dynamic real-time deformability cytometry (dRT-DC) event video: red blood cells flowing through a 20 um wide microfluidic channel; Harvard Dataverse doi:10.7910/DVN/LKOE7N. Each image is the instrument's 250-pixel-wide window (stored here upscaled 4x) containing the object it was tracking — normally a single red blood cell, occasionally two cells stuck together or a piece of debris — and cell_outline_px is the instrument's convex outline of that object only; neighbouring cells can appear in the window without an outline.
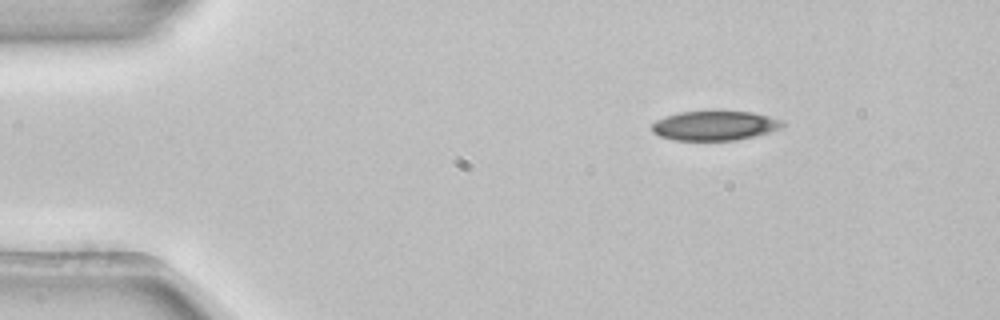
{"species": "common noctule bat (a hibernating species)", "species_latin": "Nyctalus noctula", "temperature_condition": "room temperature", "stored_images_in_passage": 46, "camera_frame_rate_fps": 3000, "um_per_image_px": 0.085, "animal": {"sex": "female", "body_mass_g": 22.7, "forearm_length_mm": 54.2}, "frame": {"image": 1, "passage_image": 1, "time_ms": 0.0, "image_size_px": [1000, 320], "cell_outline_px": [[788, 124], [780, 128], [768, 132], [736, 140], [672, 140], [660, 136], [652, 132], [652, 124], [656, 120], [664, 116], [680, 112], [712, 108], [716, 108], [752, 112], [784, 120]], "centroid_in_image_um": [60.75, 10.62], "position_along_channel_um": 24.2, "area_um2": 23.41}}
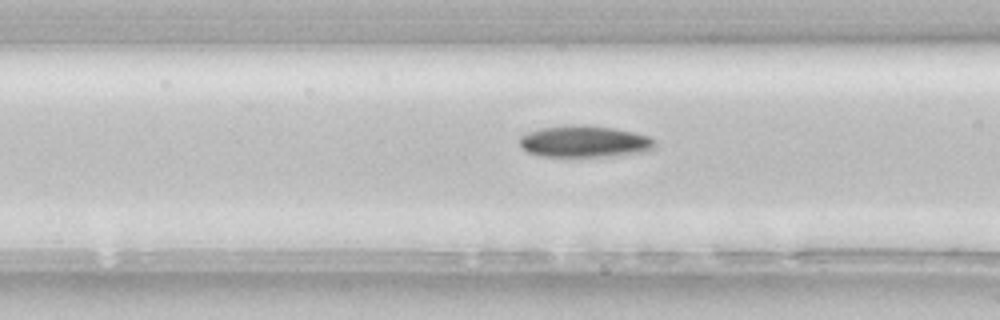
{"frame": {"image": 2, "passage_image": 14, "time_ms": 4.333, "image_size_px": [1000, 320], "cell_outline_px": [[656, 144], [652, 148], [644, 152], [608, 156], [540, 156], [528, 152], [520, 144], [520, 136], [528, 132], [544, 128], [580, 124], [612, 128], [632, 132], [648, 136], [656, 140]], "centroid_in_image_um": [49.7, 12.03], "position_along_channel_um": 116.9, "area_um2": 24.57}}
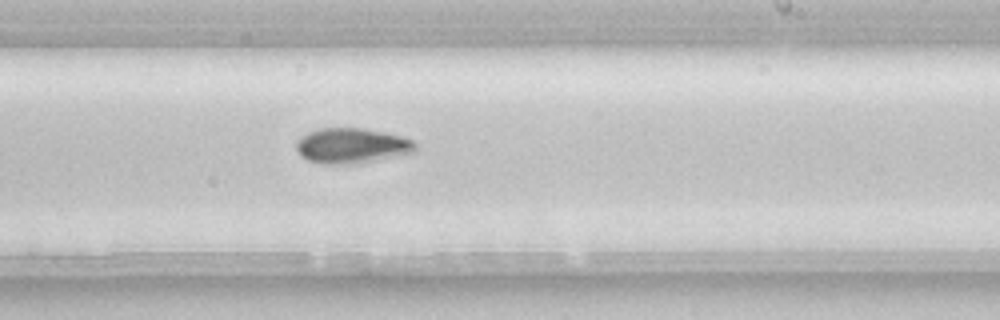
{"frame": {"image": 3, "passage_image": 25, "time_ms": 8.0, "image_size_px": [1000, 320], "cell_outline_px": [[416, 152], [356, 164], [324, 164], [308, 160], [300, 156], [296, 152], [296, 140], [300, 136], [308, 132], [320, 128], [360, 128], [384, 132], [400, 136], [412, 140], [416, 144]], "centroid_in_image_um": [29.86, 12.39], "position_along_channel_um": 259.1, "area_um2": 24.62}, "authors_computed_cell_mechanics": {"area_um2": 24.0737, "velocity_mm_per_s": 3.8759, "shape_relaxation_time_tau1_ms": 6.6989, "shape_relaxation_time_tau2_ms": null, "deformation_change_tau1": 0.1407, "deformation_change_tau2": null}}